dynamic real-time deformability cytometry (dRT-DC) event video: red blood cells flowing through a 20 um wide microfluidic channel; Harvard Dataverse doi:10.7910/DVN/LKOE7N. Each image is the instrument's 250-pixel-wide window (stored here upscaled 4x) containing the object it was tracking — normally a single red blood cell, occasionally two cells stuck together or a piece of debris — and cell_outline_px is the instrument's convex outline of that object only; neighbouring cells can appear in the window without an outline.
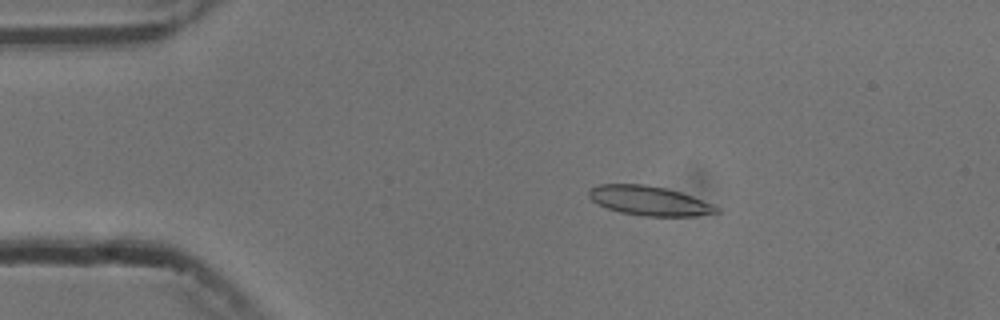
{"species": "common noctule bat (a hibernating species)", "species_latin": "Nyctalus noctula", "temperature_condition": "cold", "stored_images_in_passage": 54, "camera_frame_rate_fps": 3000, "um_per_image_px": 0.085, "animal": {"sex": "male", "body_mass_g": 13.3}, "frame": {"image": 1, "passage_image": 9, "time_ms": 2.667, "image_size_px": [1000, 320], "cell_outline_px": [[720, 212], [696, 216], [640, 216], [620, 212], [608, 208], [592, 200], [588, 196], [588, 188], [600, 184], [644, 184], [664, 188], [680, 192], [692, 196], [712, 204], [720, 208]], "centroid_in_image_um": [55.18, 17.06], "position_along_channel_um": 29.8, "area_um2": 21.85}}
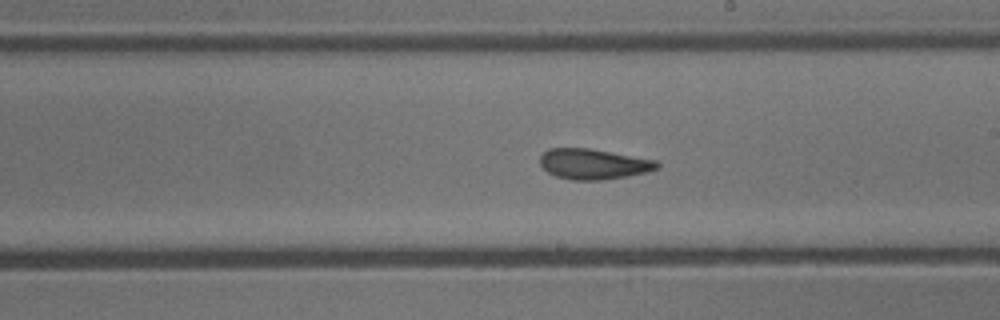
{"frame": {"image": 2, "passage_image": 30, "time_ms": 9.667, "image_size_px": [1000, 320], "cell_outline_px": [[660, 168], [648, 172], [600, 180], [572, 180], [556, 176], [548, 172], [540, 164], [540, 156], [548, 148], [588, 148], [656, 160], [660, 164]], "centroid_in_image_um": [50.44, 13.94], "position_along_channel_um": 238.6, "area_um2": 20.63}}
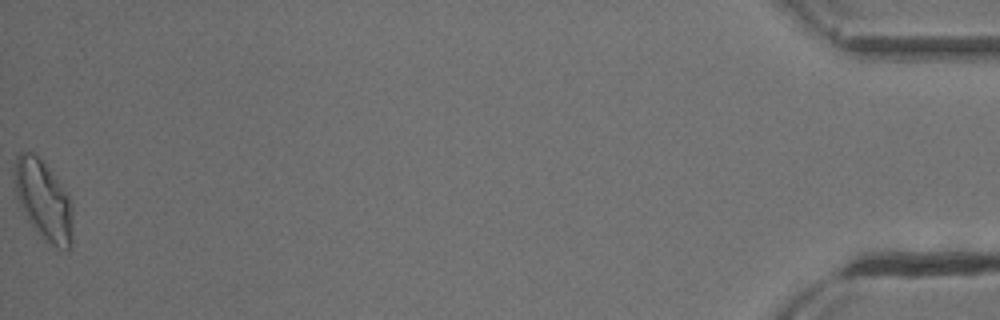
{"frame": {"image": 3, "passage_image": 54, "time_ms": 17.667, "image_size_px": [1000, 320], "cell_outline_px": [[72, 244], [68, 252], [64, 252], [56, 248], [44, 240], [24, 216], [16, 196], [12, 176], [12, 172], [16, 156], [20, 152], [32, 152], [44, 160], [68, 192], [72, 204]], "centroid_in_image_um": [3.7, 17.01], "position_along_channel_um": 431.5, "area_um2": 28.15}, "authors_computed_cell_mechanics": {"area_um2": 21.1837, "velocity_mm_per_s": 3.7351, "shape_relaxation_time_tau1_ms": null, "shape_relaxation_time_tau2_ms": 3.1245, "deformation_change_tau1": null, "deformation_change_tau2": 0.1056}}